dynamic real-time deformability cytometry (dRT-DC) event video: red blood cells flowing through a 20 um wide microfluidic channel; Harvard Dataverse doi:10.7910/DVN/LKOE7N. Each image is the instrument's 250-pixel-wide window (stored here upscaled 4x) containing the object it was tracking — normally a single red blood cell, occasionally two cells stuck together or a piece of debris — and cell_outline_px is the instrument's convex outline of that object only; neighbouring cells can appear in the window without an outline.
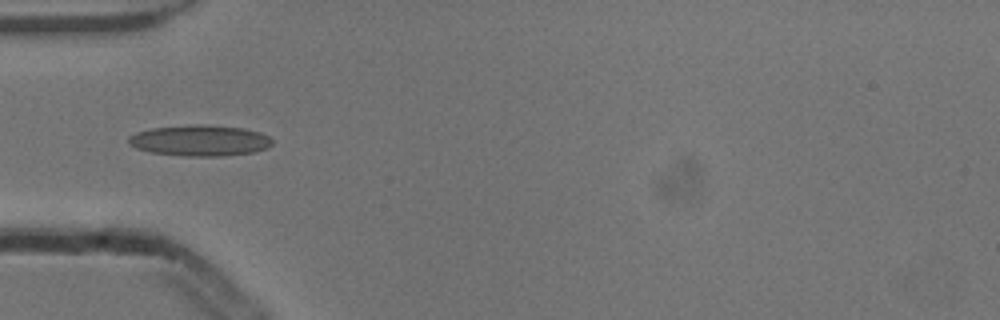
{"species": "common noctule bat (a hibernating species)", "species_latin": "Nyctalus noctula", "temperature_condition": "cold", "stored_images_in_passage": 37, "camera_frame_rate_fps": 3000, "um_per_image_px": 0.085, "animal": {"sex": "male", "body_mass_g": 13.3}, "frame": {"image": 1, "passage_image": 1, "time_ms": 0.0, "image_size_px": [1000, 320], "cell_outline_px": [[272, 144], [268, 148], [252, 152], [224, 156], [184, 156], [152, 152], [136, 148], [128, 144], [128, 136], [136, 132], [152, 128], [196, 124], [200, 124], [244, 128], [260, 132], [268, 136], [272, 140]], "centroid_in_image_um": [16.99, 11.94], "position_along_channel_um": 68.0, "area_um2": 25.95}}
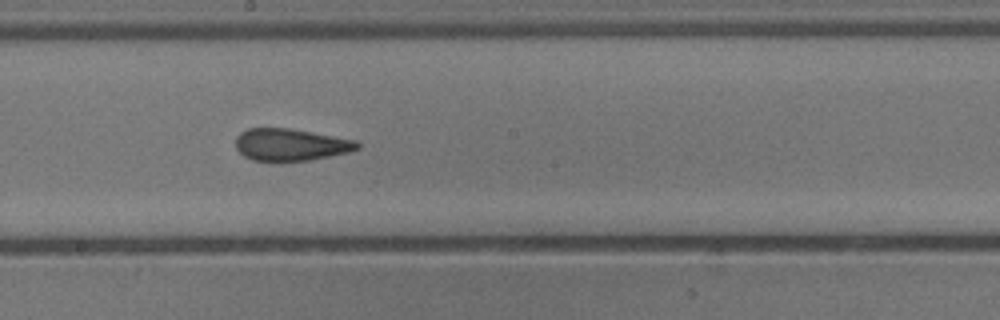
{"frame": {"image": 2, "passage_image": 13, "time_ms": 4.0, "image_size_px": [1000, 320], "cell_outline_px": [[360, 148], [348, 152], [308, 160], [252, 160], [244, 156], [236, 148], [236, 136], [240, 132], [248, 128], [288, 128], [356, 140], [360, 144]], "centroid_in_image_um": [24.69, 12.28], "position_along_channel_um": 223.5, "area_um2": 22.43}}
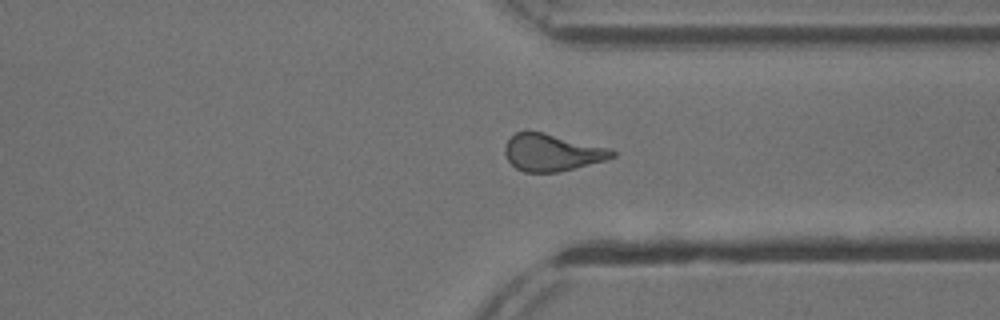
{"frame": {"image": 3, "passage_image": 24, "time_ms": 7.667, "image_size_px": [1000, 320], "cell_outline_px": [[616, 156], [604, 160], [560, 172], [524, 172], [516, 168], [508, 160], [504, 152], [504, 148], [508, 140], [516, 132], [544, 132], [612, 148], [616, 152]], "centroid_in_image_um": [46.95, 12.96], "position_along_channel_um": 364.5, "area_um2": 23.18}, "authors_computed_cell_mechanics": {"area_um2": 22.9466, "velocity_mm_per_s": 3.8595, "shape_relaxation_time_tau1_ms": null, "shape_relaxation_time_tau2_ms": 2.3188, "deformation_change_tau1": null, "deformation_change_tau2": 0.0934}}